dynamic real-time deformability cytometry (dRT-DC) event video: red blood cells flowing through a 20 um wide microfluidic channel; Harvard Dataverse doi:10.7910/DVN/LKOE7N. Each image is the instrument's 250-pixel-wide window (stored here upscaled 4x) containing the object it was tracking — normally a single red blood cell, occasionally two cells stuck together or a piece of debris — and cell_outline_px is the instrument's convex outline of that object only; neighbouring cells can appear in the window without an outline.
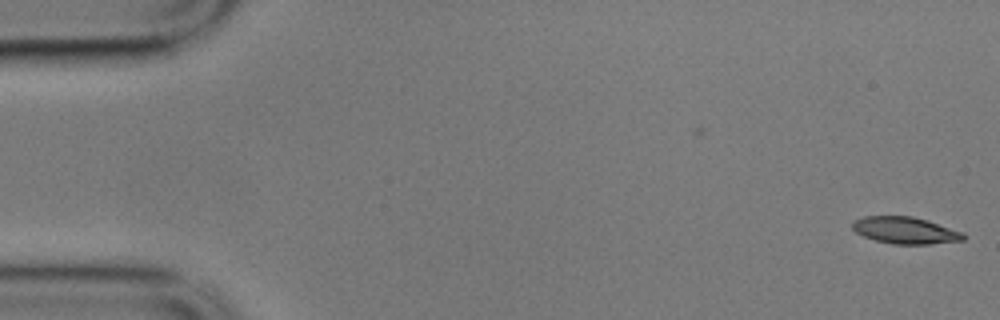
{"species": "common noctule bat (a hibernating species)", "species_latin": "Nyctalus noctula", "temperature_condition": "cold", "stored_images_in_passage": 2, "camera_frame_rate_fps": 3000, "um_per_image_px": 0.085, "animal": {"sex": "male", "body_mass_g": 17.9}, "frame": {"image": 1, "passage_image": 2, "time_ms": 0.333, "image_size_px": [1000, 320], "cell_outline_px": [[968, 236], [964, 240], [928, 244], [892, 244], [876, 240], [864, 236], [856, 232], [852, 228], [852, 220], [864, 216], [912, 216], [928, 220], [964, 232]], "centroid_in_image_um": [76.97, 19.57], "position_along_channel_um": 8.0, "area_um2": 17.51}}